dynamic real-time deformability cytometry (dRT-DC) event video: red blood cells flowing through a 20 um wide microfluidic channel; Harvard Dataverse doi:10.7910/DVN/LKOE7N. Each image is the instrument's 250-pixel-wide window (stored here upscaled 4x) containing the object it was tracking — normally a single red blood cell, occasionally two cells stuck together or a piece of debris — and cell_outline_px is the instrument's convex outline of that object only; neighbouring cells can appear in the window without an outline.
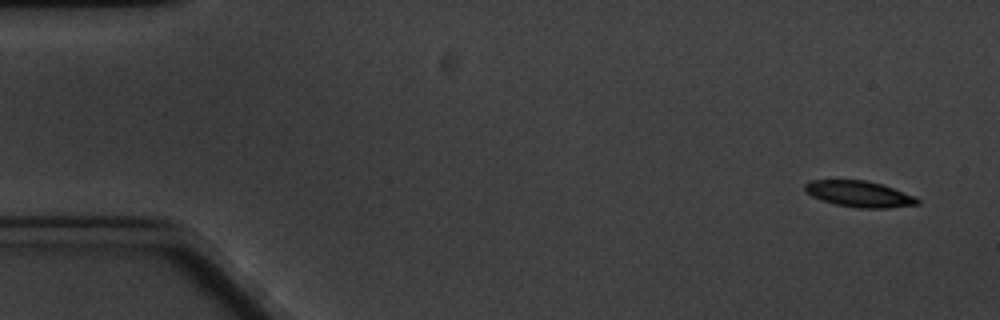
{"species": "common noctule bat (a hibernating species)", "species_latin": "Nyctalus noctula", "temperature_condition": "cold", "stored_images_in_passage": 6, "camera_frame_rate_fps": 3000, "um_per_image_px": 0.085, "animal": {"sex": "male", "body_mass_g": 20.1, "forearm_length_mm": 53.5}, "frame": {"image": 1, "passage_image": 1, "time_ms": 0.0, "image_size_px": [1000, 320], "cell_outline_px": [[920, 204], [888, 208], [860, 208], [836, 204], [812, 196], [804, 188], [804, 184], [808, 180], [864, 180], [880, 184], [916, 196], [920, 200]], "centroid_in_image_um": [73.06, 16.49], "position_along_channel_um": 11.9, "area_um2": 16.94}}
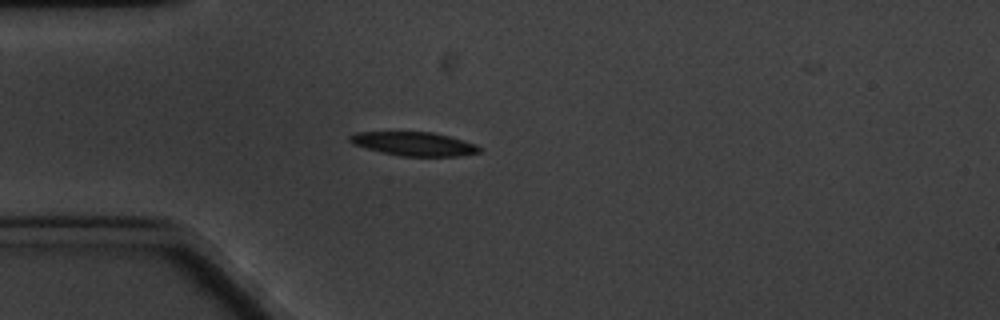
{"frame": {"image": 2, "passage_image": 5, "time_ms": 4.333, "image_size_px": [1000, 320], "cell_outline_px": [[480, 152], [460, 156], [400, 156], [380, 152], [352, 144], [348, 140], [348, 136], [356, 132], [432, 132], [448, 136], [476, 144], [480, 148]], "centroid_in_image_um": [35.15, 12.23], "position_along_channel_um": 49.9, "area_um2": 17.92}}